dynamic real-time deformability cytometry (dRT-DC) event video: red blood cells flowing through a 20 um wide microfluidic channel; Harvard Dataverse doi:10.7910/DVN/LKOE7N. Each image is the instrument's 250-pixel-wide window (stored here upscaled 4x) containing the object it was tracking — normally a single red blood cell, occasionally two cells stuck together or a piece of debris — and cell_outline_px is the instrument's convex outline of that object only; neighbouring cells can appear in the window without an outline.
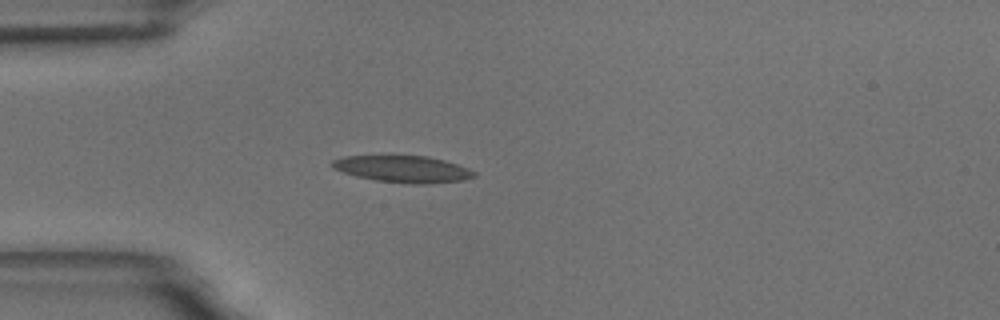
{"species": "common noctule bat (a hibernating species)", "species_latin": "Nyctalus noctula", "temperature_condition": "room temperature", "stored_images_in_passage": 2, "camera_frame_rate_fps": 3000, "um_per_image_px": 0.085, "animal": {"sex": "male", "body_mass_g": 18.8}, "frame": {"image": 1, "passage_image": 1, "time_ms": 0.0, "image_size_px": [1000, 320], "cell_outline_px": [[476, 176], [464, 180], [428, 184], [412, 184], [376, 180], [356, 176], [332, 168], [332, 160], [344, 156], [388, 152], [428, 156], [444, 160], [468, 168], [476, 172]], "centroid_in_image_um": [34.2, 14.31], "position_along_channel_um": 50.8, "area_um2": 23.24}}